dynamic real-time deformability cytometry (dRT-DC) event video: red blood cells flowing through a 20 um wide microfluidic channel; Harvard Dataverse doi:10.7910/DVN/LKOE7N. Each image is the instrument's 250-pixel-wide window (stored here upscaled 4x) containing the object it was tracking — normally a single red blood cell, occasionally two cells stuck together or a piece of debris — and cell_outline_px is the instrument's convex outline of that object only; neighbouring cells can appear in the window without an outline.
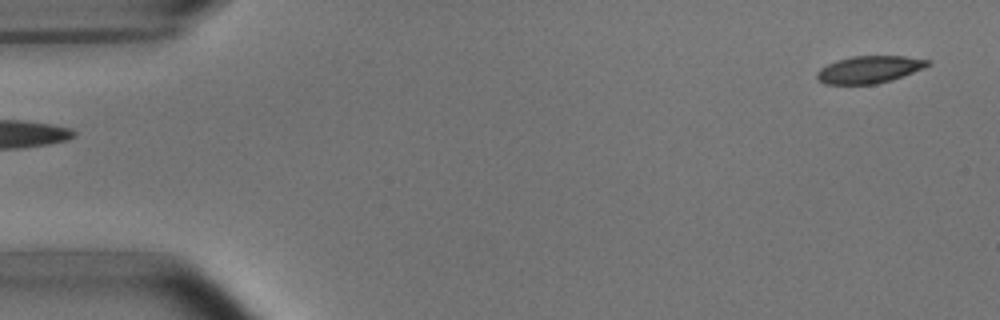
{"species": "common noctule bat (a hibernating species)", "species_latin": "Nyctalus noctula", "temperature_condition": "room temperature", "stored_images_in_passage": 5, "segment_of_instrument_passage": [2, 2], "camera_frame_rate_fps": 3000, "um_per_image_px": 0.085, "animal": {"sex": "male", "body_mass_g": 15.6}, "frame": {"image": 1, "passage_image": 5, "time_ms": 4.667, "image_size_px": [1000, 320], "cell_outline_px": [[932, 64], [924, 68], [892, 80], [876, 84], [824, 84], [816, 76], [816, 72], [820, 68], [836, 60], [852, 56], [904, 56], [932, 60]], "centroid_in_image_um": [73.91, 5.9], "position_along_channel_um": 11.1, "area_um2": 17.69}}